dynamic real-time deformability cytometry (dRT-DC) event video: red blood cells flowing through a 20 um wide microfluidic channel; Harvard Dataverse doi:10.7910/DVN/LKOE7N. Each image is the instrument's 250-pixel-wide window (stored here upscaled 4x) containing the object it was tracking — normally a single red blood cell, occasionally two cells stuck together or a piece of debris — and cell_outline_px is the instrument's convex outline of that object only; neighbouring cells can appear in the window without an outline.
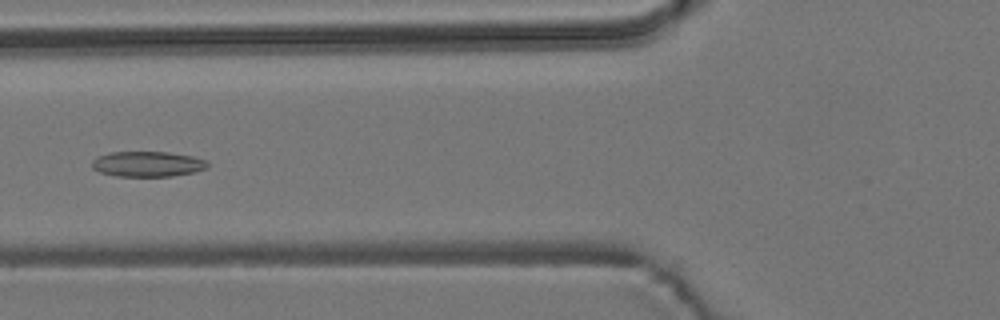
{"species": "common noctule bat (a hibernating species)", "species_latin": "Nyctalus noctula", "temperature_condition": "room temperature", "stored_images_in_passage": 4, "camera_frame_rate_fps": 3000, "um_per_image_px": 0.085, "animal": {"sex": "male", "body_mass_g": 19.2, "forearm_length_mm": 51.8}, "frame": {"image": 1, "passage_image": 4, "time_ms": 1.0, "image_size_px": [1000, 320], "cell_outline_px": [[208, 168], [196, 172], [172, 176], [116, 176], [100, 172], [92, 168], [92, 160], [96, 156], [112, 152], [168, 152], [192, 156], [208, 160]], "centroid_in_image_um": [12.57, 13.94], "position_along_channel_um": 113.2, "area_um2": 17.22}}